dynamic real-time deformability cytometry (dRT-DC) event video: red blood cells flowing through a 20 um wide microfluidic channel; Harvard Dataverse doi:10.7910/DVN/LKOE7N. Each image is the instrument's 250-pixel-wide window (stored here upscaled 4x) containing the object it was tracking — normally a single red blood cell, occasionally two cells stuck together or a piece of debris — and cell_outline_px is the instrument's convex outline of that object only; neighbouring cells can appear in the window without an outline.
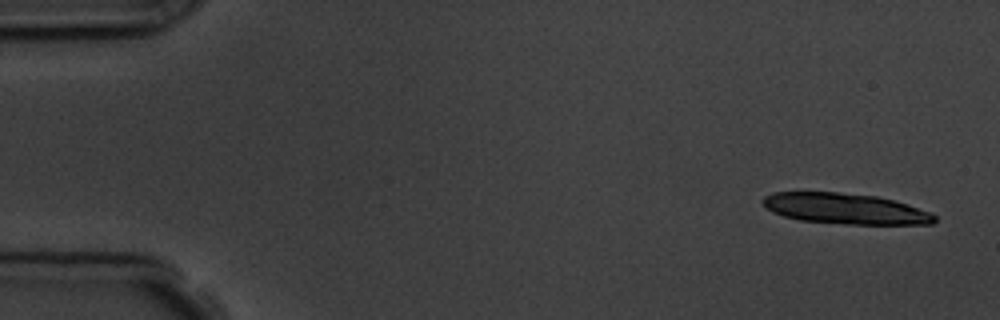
{"species": "common noctule bat (a hibernating species)", "species_latin": "Nyctalus noctula", "temperature_condition": "room temperature", "stored_images_in_passage": 4, "camera_frame_rate_fps": 3000, "um_per_image_px": 0.085, "animal": {"sex": "male", "body_mass_g": 19.5, "forearm_length_mm": 54.6}, "frame": {"image": 1, "passage_image": 1, "time_ms": 0.0, "image_size_px": [1000, 320], "cell_outline_px": [[936, 220], [932, 224], [844, 224], [800, 220], [784, 216], [772, 212], [760, 200], [764, 196], [772, 192], [836, 192], [876, 196], [908, 204], [932, 212], [936, 216]], "centroid_in_image_um": [71.85, 17.73], "position_along_channel_um": 13.1, "area_um2": 30.75}}